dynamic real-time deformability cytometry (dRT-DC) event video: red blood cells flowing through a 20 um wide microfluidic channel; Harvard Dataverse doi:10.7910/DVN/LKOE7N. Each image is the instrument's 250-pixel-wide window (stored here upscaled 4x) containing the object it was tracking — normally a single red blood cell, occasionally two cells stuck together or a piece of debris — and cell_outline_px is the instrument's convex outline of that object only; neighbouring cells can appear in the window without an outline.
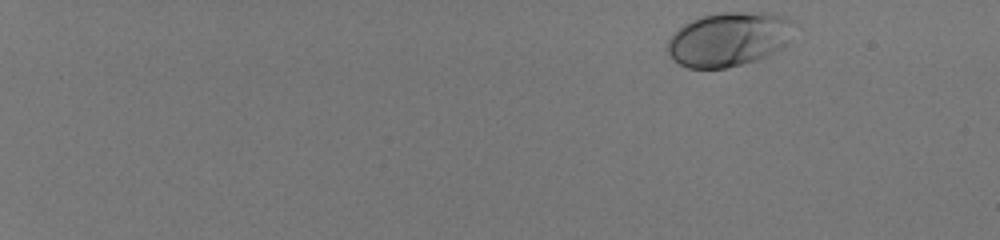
{"species": "human", "species_latin": "Homo sapiens", "temperature_condition": "room temperature", "stored_images_in_passage": 18, "camera_frame_rate_fps": 3000, "um_per_image_px": 0.085, "donor": {"sex": "male"}, "frame": {"image": 1, "passage_image": 1, "time_ms": 0.0, "image_size_px": [1000, 240], "cell_outline_px": [[792, 20], [784, 44], [780, 48], [756, 60], [724, 68], [688, 68], [672, 60], [668, 52], [668, 40], [684, 24], [692, 20], [704, 16], [720, 12], [772, 12], [784, 16]], "centroid_in_image_um": [61.89, 3.32], "position_along_channel_um": 23.1, "area_um2": 39.13}}
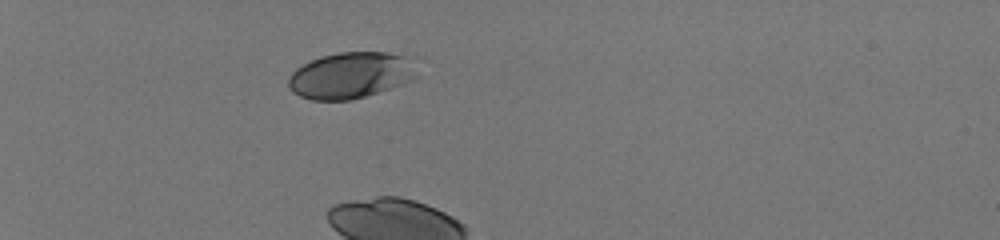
{"frame": {"image": 2, "passage_image": 14, "time_ms": 4.333, "image_size_px": [1000, 240], "cell_outline_px": [[416, 80], [352, 100], [312, 100], [300, 96], [292, 92], [288, 84], [288, 76], [296, 68], [320, 56], [340, 52], [388, 52], [416, 56]], "centroid_in_image_um": [29.89, 6.38], "position_along_channel_um": 55.1, "area_um2": 35.32}}